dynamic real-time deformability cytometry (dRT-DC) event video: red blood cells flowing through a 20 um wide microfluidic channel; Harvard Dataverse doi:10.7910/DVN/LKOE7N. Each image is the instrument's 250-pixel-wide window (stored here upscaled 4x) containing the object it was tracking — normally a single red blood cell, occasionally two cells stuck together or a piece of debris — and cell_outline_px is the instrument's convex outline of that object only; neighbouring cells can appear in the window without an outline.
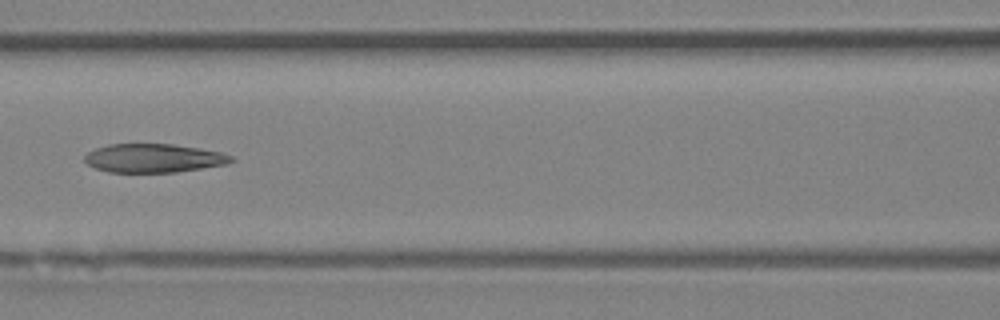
{"species": "Egyptian fruit bat (a non-hibernating species)", "species_latin": "Rousettus aegyptiacus", "temperature_condition": "room temperature", "stored_images_in_passage": 5, "camera_frame_rate_fps": 3000, "um_per_image_px": 0.085, "animal": {"sex": "female"}, "frame": {"image": 1, "passage_image": 5, "time_ms": 4.333, "image_size_px": [1000, 320], "cell_outline_px": [[236, 160], [224, 164], [176, 172], [108, 172], [96, 168], [88, 164], [84, 160], [84, 156], [88, 152], [96, 148], [108, 144], [172, 144], [200, 148], [220, 152], [232, 156]], "centroid_in_image_um": [13.04, 13.44], "position_along_channel_um": 153.6, "area_um2": 24.33}}